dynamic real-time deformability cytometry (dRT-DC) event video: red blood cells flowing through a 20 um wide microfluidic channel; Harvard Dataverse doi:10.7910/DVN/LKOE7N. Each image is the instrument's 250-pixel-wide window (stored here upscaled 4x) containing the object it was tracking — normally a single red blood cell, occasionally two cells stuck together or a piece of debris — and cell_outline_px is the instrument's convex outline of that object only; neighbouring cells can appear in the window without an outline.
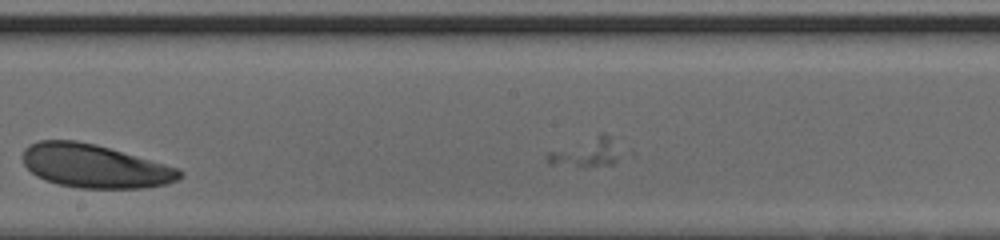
{"species": "human", "species_latin": "Homo sapiens", "temperature_condition": "cold", "stored_images_in_passage": 26, "camera_frame_rate_fps": 3000, "um_per_image_px": 0.085, "donor": {"sex": "male"}, "frame": {"image": 1, "passage_image": 15, "time_ms": 4.667, "image_size_px": [1000, 240], "cell_outline_px": [[184, 176], [168, 184], [144, 188], [80, 188], [60, 184], [44, 180], [36, 176], [24, 164], [20, 156], [24, 148], [28, 144], [40, 140], [76, 140], [96, 144], [164, 164], [176, 168], [184, 172]], "centroid_in_image_um": [8.01, 14.11], "position_along_channel_um": 240.2, "area_um2": 39.82}}
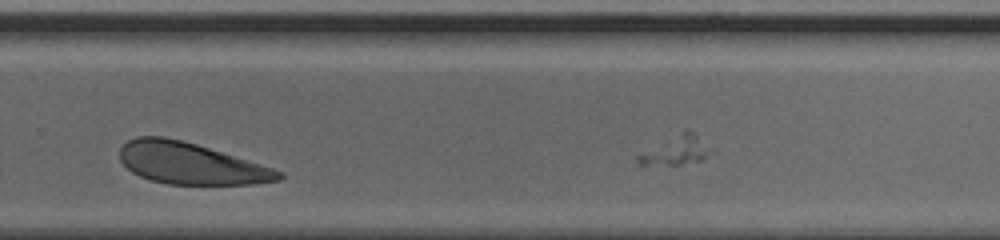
{"frame": {"image": 2, "passage_image": 20, "time_ms": 6.333, "image_size_px": [1000, 240], "cell_outline_px": [[284, 176], [280, 180], [252, 184], [168, 184], [152, 180], [140, 176], [132, 172], [120, 160], [120, 148], [128, 140], [136, 136], [164, 136], [196, 144], [272, 168], [284, 172]], "centroid_in_image_um": [16.18, 13.89], "position_along_channel_um": 313.6, "area_um2": 37.97}}
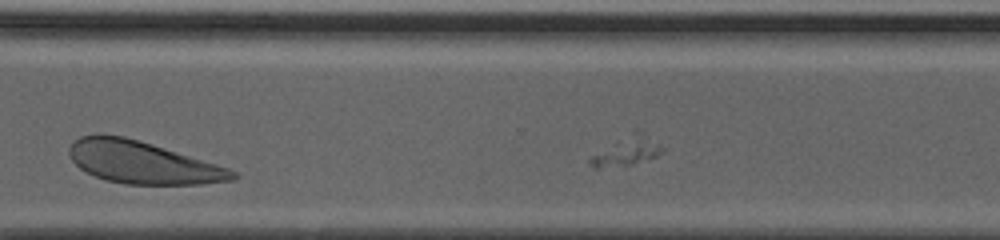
{"frame": {"image": 3, "passage_image": 23, "time_ms": 7.333, "image_size_px": [1000, 240], "cell_outline_px": [[236, 176], [232, 180], [200, 184], [124, 184], [108, 180], [96, 176], [80, 168], [72, 160], [68, 152], [68, 148], [80, 136], [124, 136], [228, 168], [236, 172]], "centroid_in_image_um": [12.09, 13.83], "position_along_channel_um": 358.5, "area_um2": 39.02}}